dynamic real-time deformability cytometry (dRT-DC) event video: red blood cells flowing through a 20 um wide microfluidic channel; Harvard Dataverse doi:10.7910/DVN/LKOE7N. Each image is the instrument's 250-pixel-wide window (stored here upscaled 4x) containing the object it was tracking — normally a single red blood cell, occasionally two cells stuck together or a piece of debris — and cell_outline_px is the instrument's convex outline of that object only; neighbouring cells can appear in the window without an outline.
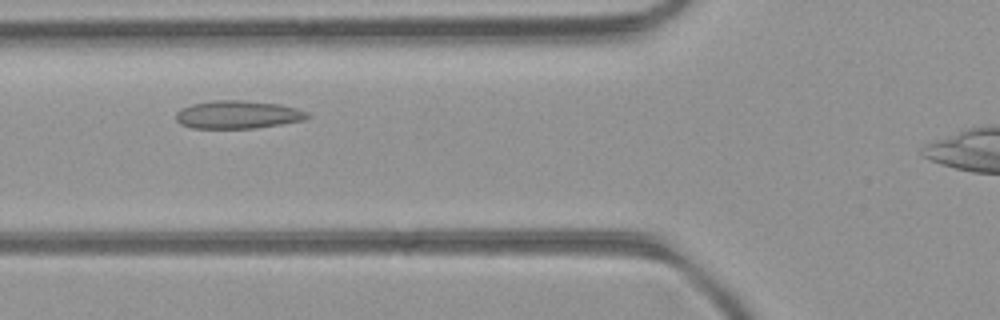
{"species": "common noctule bat (a hibernating species)", "species_latin": "Nyctalus noctula", "temperature_condition": "room temperature", "stored_images_in_passage": 35, "camera_frame_rate_fps": 3000, "um_per_image_px": 0.085, "animal": {"sex": "female", "body_mass_g": 21.9}, "frame": {"image": 1, "passage_image": 10, "time_ms": 3.0, "image_size_px": [1000, 320], "cell_outline_px": [[312, 116], [304, 120], [256, 128], [192, 128], [180, 124], [176, 120], [176, 112], [180, 108], [192, 104], [212, 100], [240, 100], [280, 104], [296, 108], [308, 112]], "centroid_in_image_um": [20.21, 9.74], "position_along_channel_um": 105.6, "area_um2": 21.56}}
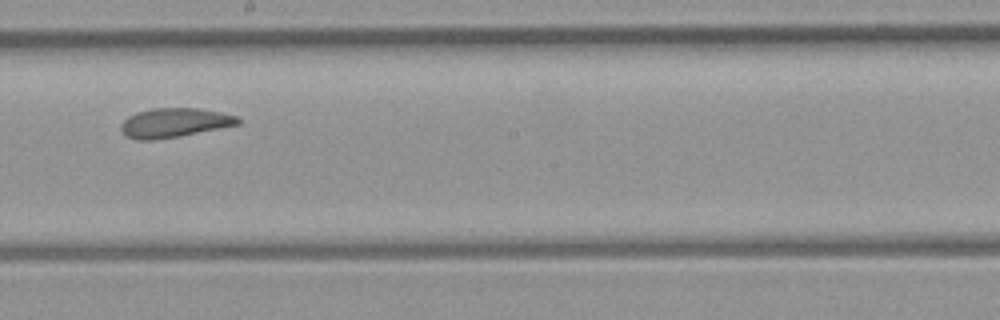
{"frame": {"image": 2, "passage_image": 19, "time_ms": 6.0, "image_size_px": [1000, 320], "cell_outline_px": [[240, 124], [180, 136], [156, 140], [136, 140], [128, 136], [120, 128], [120, 124], [128, 116], [136, 112], [152, 108], [200, 108], [220, 112], [236, 116], [240, 120]], "centroid_in_image_um": [14.8, 10.43], "position_along_channel_um": 233.4, "area_um2": 19.94}}
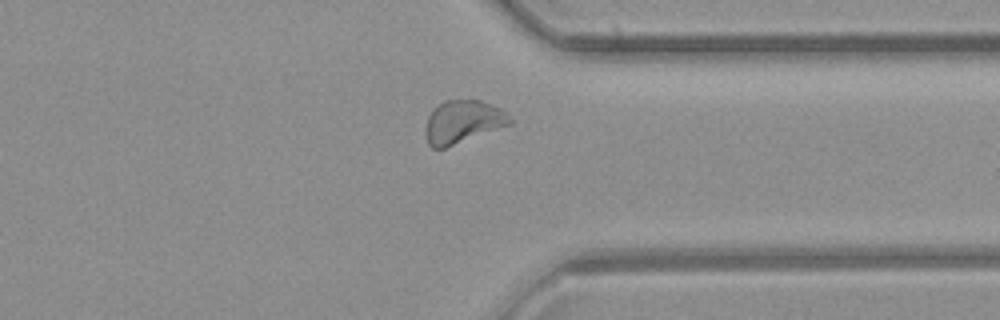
{"frame": {"image": 3, "passage_image": 29, "time_ms": 9.333, "image_size_px": [1000, 320], "cell_outline_px": [[512, 124], [444, 148], [432, 148], [428, 144], [424, 136], [424, 128], [428, 116], [432, 108], [444, 100], [480, 100], [500, 108], [508, 112], [512, 120]], "centroid_in_image_um": [39.31, 10.35], "position_along_channel_um": 372.1, "area_um2": 21.39}, "authors_computed_cell_mechanics": {"area_um2": 20.6346, "velocity_mm_per_s": 4.2466, "shape_relaxation_time_tau1_ms": null, "shape_relaxation_time_tau2_ms": 3.624, "deformation_change_tau1": null, "deformation_change_tau2": 0.0533}}